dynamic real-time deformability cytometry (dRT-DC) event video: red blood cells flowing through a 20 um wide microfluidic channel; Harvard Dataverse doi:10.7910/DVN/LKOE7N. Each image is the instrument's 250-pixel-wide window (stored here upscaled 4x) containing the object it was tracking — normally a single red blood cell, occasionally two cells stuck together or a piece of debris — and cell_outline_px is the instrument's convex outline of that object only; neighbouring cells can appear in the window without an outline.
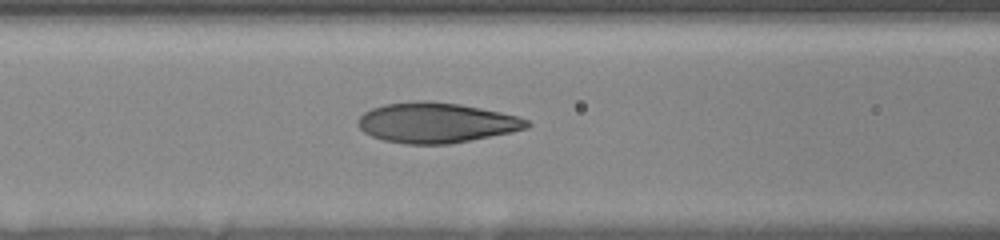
{"species": "human", "species_latin": "Homo sapiens", "temperature_condition": "room temperature", "stored_images_in_passage": 18, "camera_frame_rate_fps": 3000, "um_per_image_px": 0.085, "donor": {"sex": "female"}, "frame": {"image": 1, "passage_image": 11, "time_ms": 4.333, "image_size_px": [1000, 240], "cell_outline_px": [[532, 124], [528, 128], [512, 132], [448, 144], [404, 144], [384, 140], [372, 136], [364, 132], [360, 128], [356, 120], [364, 112], [372, 108], [384, 104], [420, 100], [428, 100], [460, 104], [500, 112], [516, 116], [528, 120]], "centroid_in_image_um": [37.07, 10.43], "position_along_channel_um": 129.5, "area_um2": 39.54}}
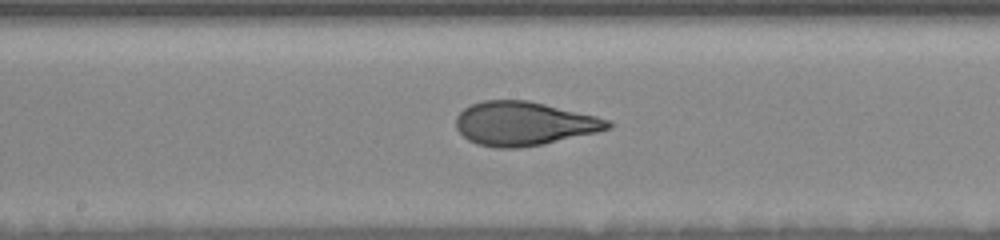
{"frame": {"image": 2, "passage_image": 16, "time_ms": 6.333, "image_size_px": [1000, 240], "cell_outline_px": [[612, 128], [596, 132], [544, 144], [520, 148], [496, 148], [476, 144], [468, 140], [456, 128], [456, 116], [464, 108], [472, 104], [484, 100], [528, 100], [596, 116], [608, 120], [612, 124]], "centroid_in_image_um": [44.51, 10.51], "position_along_channel_um": 203.7, "area_um2": 38.73}}